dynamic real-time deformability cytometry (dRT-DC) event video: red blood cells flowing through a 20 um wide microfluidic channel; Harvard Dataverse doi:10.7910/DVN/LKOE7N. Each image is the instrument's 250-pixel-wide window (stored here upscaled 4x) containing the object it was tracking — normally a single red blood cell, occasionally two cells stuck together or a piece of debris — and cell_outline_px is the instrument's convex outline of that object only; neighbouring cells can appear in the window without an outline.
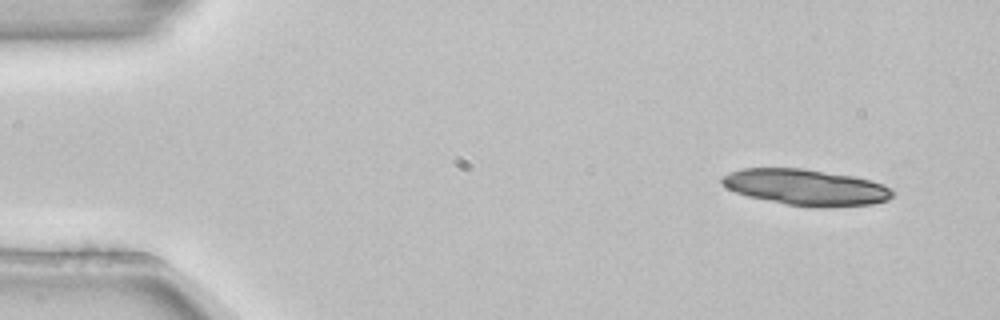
{"species": "common noctule bat (a hibernating species)", "species_latin": "Nyctalus noctula", "temperature_condition": "room temperature", "stored_images_in_passage": 5, "camera_frame_rate_fps": 3000, "um_per_image_px": 0.085, "animal": {"sex": "female", "body_mass_g": 22.7, "forearm_length_mm": 54.2}, "frame": {"image": 1, "passage_image": 1, "time_ms": 0.0, "image_size_px": [1000, 320], "cell_outline_px": [[896, 192], [888, 200], [872, 204], [828, 208], [820, 208], [788, 204], [748, 196], [736, 192], [728, 188], [720, 180], [720, 176], [728, 172], [740, 168], [804, 168], [852, 176], [884, 184], [892, 188]], "centroid_in_image_um": [68.53, 15.91], "position_along_channel_um": 16.5, "area_um2": 36.07}}
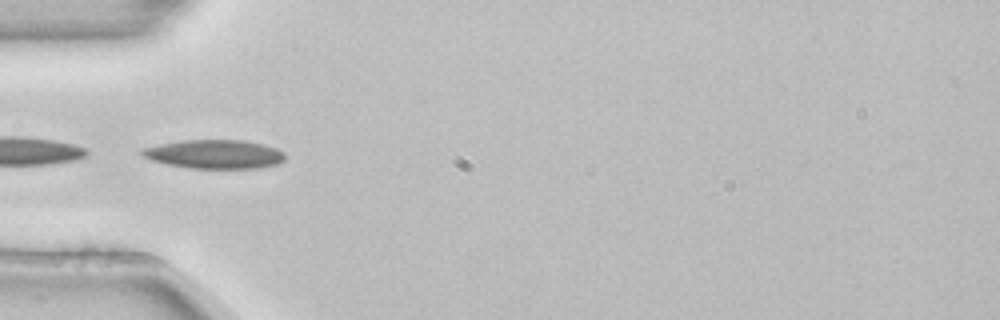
{"frame": {"image": 2, "passage_image": 4, "time_ms": 1.0, "image_size_px": [1000, 320], "cell_outline_px": [[284, 160], [276, 164], [260, 168], [188, 168], [168, 164], [152, 160], [144, 156], [140, 152], [140, 148], [160, 144], [184, 140], [244, 140], [264, 144], [276, 148], [284, 152]], "centroid_in_image_um": [18.24, 13.1], "position_along_channel_um": 66.8, "area_um2": 23.99}}